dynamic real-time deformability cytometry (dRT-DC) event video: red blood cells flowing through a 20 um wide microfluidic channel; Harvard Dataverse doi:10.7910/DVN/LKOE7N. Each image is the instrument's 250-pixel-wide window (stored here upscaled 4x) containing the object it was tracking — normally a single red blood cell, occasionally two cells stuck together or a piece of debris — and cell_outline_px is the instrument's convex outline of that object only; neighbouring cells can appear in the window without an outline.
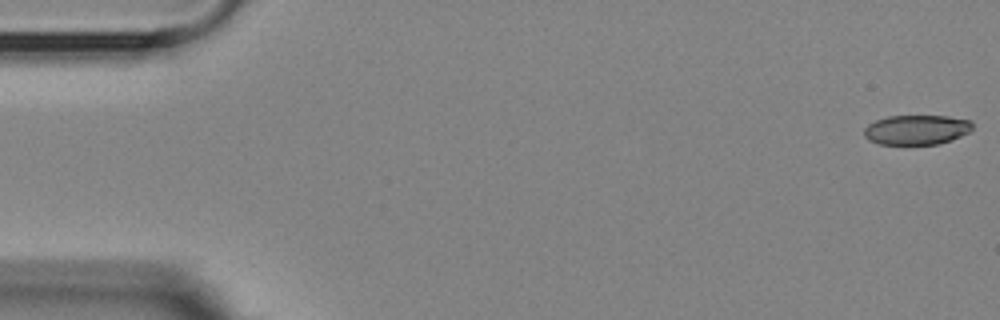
{"species": "Egyptian fruit bat (a non-hibernating species)", "species_latin": "Rousettus aegyptiacus", "temperature_condition": "room temperature", "stored_images_in_passage": 5, "camera_frame_rate_fps": 3000, "um_per_image_px": 0.085, "animal": {"sex": "female"}, "frame": {"image": 1, "passage_image": 1, "time_ms": 0.0, "image_size_px": [1000, 320], "cell_outline_px": [[972, 128], [968, 132], [952, 140], [940, 144], [880, 144], [868, 140], [864, 136], [864, 128], [868, 124], [876, 120], [888, 116], [948, 116], [972, 120]], "centroid_in_image_um": [77.91, 11.03], "position_along_channel_um": 7.1, "area_um2": 18.84}}